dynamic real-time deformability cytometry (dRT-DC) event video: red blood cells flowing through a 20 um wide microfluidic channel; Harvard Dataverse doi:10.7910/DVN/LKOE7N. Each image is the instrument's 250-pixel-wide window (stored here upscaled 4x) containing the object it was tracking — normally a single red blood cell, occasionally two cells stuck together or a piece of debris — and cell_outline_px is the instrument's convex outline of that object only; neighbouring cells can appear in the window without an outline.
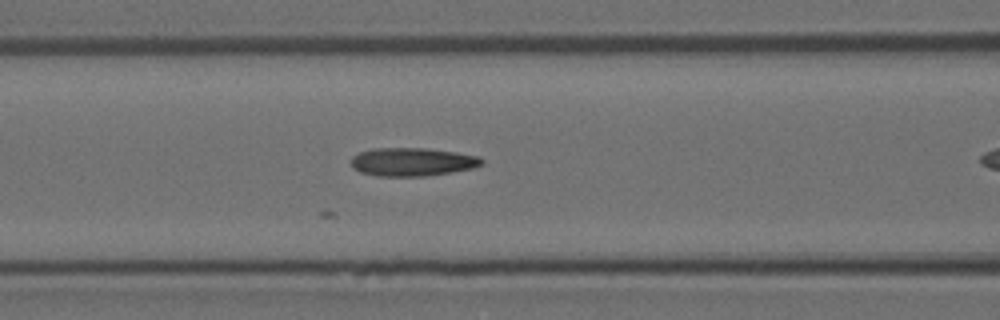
{"species": "Egyptian fruit bat (a non-hibernating species)", "species_latin": "Rousettus aegyptiacus", "temperature_condition": "room temperature", "stored_images_in_passage": 6, "camera_frame_rate_fps": 3000, "um_per_image_px": 0.085, "animal": {"sex": "female"}, "frame": {"image": 1, "passage_image": 5, "time_ms": 1.333, "image_size_px": [1000, 320], "cell_outline_px": [[484, 164], [472, 168], [452, 172], [424, 176], [376, 176], [360, 172], [352, 168], [352, 156], [360, 152], [372, 148], [424, 148], [456, 152], [480, 156], [484, 160]], "centroid_in_image_um": [35.05, 13.76], "position_along_channel_um": 131.5, "area_um2": 21.68}}